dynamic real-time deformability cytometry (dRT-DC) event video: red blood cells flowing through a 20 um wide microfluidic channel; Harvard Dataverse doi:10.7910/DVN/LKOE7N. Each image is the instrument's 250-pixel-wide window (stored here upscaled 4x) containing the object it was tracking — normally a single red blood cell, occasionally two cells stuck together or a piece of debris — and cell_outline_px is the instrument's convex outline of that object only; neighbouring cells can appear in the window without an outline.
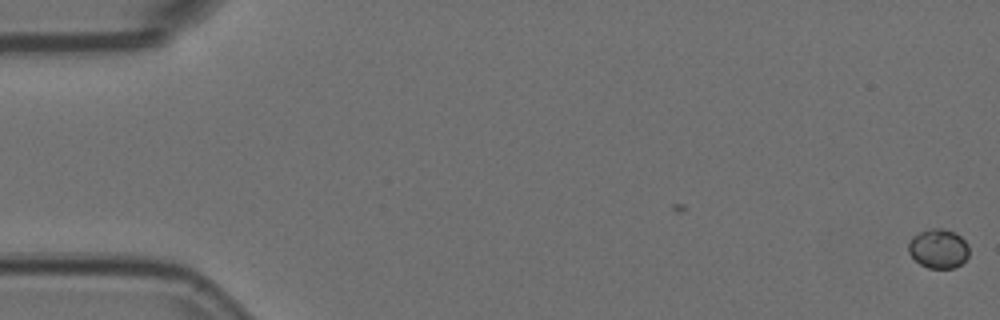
{"species": "Egyptian fruit bat (a non-hibernating species)", "species_latin": "Rousettus aegyptiacus", "temperature_condition": "room temperature", "stored_images_in_passage": 3, "camera_frame_rate_fps": 3000, "um_per_image_px": 0.085, "animal": {"sex": "female"}, "frame": {"image": 1, "passage_image": 3, "time_ms": 0.667, "image_size_px": [1000, 320], "cell_outline_px": [[968, 256], [956, 268], [928, 268], [920, 264], [908, 252], [908, 240], [912, 236], [920, 232], [932, 228], [944, 228], [956, 232], [968, 244]], "centroid_in_image_um": [79.76, 21.12], "position_along_channel_um": 5.2, "area_um2": 13.99}}